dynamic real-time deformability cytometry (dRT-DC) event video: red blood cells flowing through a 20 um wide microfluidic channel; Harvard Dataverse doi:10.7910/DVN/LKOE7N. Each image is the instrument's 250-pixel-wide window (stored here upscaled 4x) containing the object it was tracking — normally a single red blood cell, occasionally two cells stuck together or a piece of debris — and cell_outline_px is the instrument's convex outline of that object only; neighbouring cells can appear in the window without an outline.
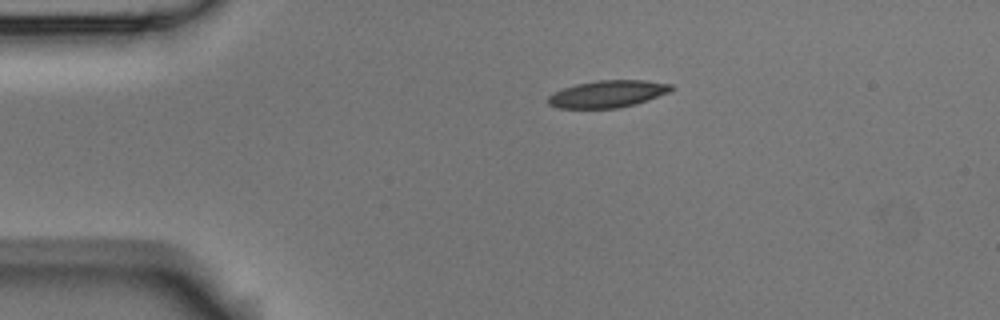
{"species": "Egyptian fruit bat (a non-hibernating species)", "species_latin": "Rousettus aegyptiacus", "temperature_condition": "room temperature", "stored_images_in_passage": 2, "camera_frame_rate_fps": 3000, "um_per_image_px": 0.085, "animal": {"sex": "male"}, "frame": {"image": 1, "passage_image": 1, "time_ms": 0.0, "image_size_px": [1000, 320], "cell_outline_px": [[676, 88], [668, 92], [636, 104], [616, 108], [556, 108], [548, 104], [548, 96], [564, 88], [576, 84], [600, 80], [644, 80], [672, 84]], "centroid_in_image_um": [51.66, 7.98], "position_along_channel_um": 33.3, "area_um2": 19.31}}